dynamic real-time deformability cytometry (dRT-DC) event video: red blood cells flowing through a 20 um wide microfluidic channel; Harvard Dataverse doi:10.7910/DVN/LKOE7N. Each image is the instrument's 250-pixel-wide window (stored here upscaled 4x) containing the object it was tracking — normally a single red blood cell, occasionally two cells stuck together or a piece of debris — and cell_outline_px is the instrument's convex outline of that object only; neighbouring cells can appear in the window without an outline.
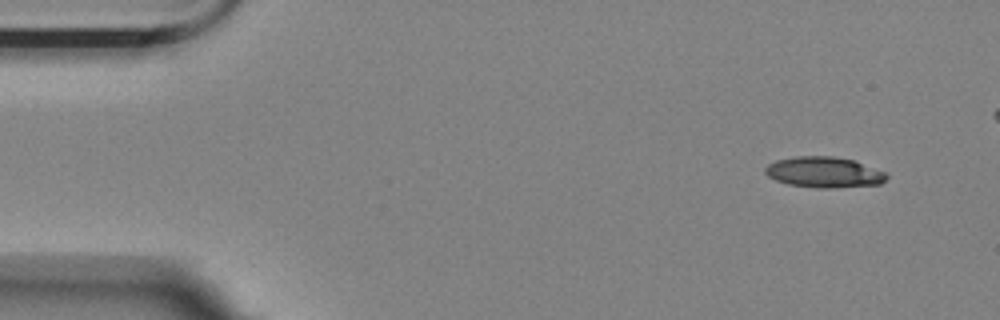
{"species": "Egyptian fruit bat (a non-hibernating species)", "species_latin": "Rousettus aegyptiacus", "temperature_condition": "room temperature", "stored_images_in_passage": 5, "camera_frame_rate_fps": 3000, "um_per_image_px": 0.085, "animal": {"sex": "female"}, "frame": {"image": 1, "passage_image": 1, "time_ms": 0.0, "image_size_px": [1000, 320], "cell_outline_px": [[888, 176], [880, 184], [832, 188], [816, 188], [788, 184], [776, 180], [768, 176], [764, 172], [764, 168], [768, 164], [776, 160], [796, 156], [832, 156], [856, 160], [888, 172]], "centroid_in_image_um": [70.07, 14.63], "position_along_channel_um": 14.9, "area_um2": 22.02}}